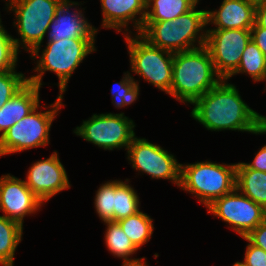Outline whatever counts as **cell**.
<instances>
[{"instance_id":"1","label":"cell","mask_w":266,"mask_h":266,"mask_svg":"<svg viewBox=\"0 0 266 266\" xmlns=\"http://www.w3.org/2000/svg\"><path fill=\"white\" fill-rule=\"evenodd\" d=\"M225 81L222 79L193 103L192 117L212 131L229 129L265 134L263 116L249 108L236 87Z\"/></svg>"},{"instance_id":"2","label":"cell","mask_w":266,"mask_h":266,"mask_svg":"<svg viewBox=\"0 0 266 266\" xmlns=\"http://www.w3.org/2000/svg\"><path fill=\"white\" fill-rule=\"evenodd\" d=\"M199 37V48L174 53L173 56L169 94L179 101L191 104L222 80L218 77L210 53L205 47L206 33Z\"/></svg>"},{"instance_id":"3","label":"cell","mask_w":266,"mask_h":266,"mask_svg":"<svg viewBox=\"0 0 266 266\" xmlns=\"http://www.w3.org/2000/svg\"><path fill=\"white\" fill-rule=\"evenodd\" d=\"M207 25L206 10H195L174 20L144 22L140 35L150 44L171 53L189 51L194 46L196 35Z\"/></svg>"},{"instance_id":"4","label":"cell","mask_w":266,"mask_h":266,"mask_svg":"<svg viewBox=\"0 0 266 266\" xmlns=\"http://www.w3.org/2000/svg\"><path fill=\"white\" fill-rule=\"evenodd\" d=\"M235 180L236 164L223 166L209 161L181 164L179 187L197 195L207 207L215 199L231 193Z\"/></svg>"},{"instance_id":"5","label":"cell","mask_w":266,"mask_h":266,"mask_svg":"<svg viewBox=\"0 0 266 266\" xmlns=\"http://www.w3.org/2000/svg\"><path fill=\"white\" fill-rule=\"evenodd\" d=\"M95 38H70L48 41L46 49L34 71L40 74L28 78V81L41 88L45 71H53L59 78L60 95L66 90L69 78L83 59L95 51Z\"/></svg>"},{"instance_id":"6","label":"cell","mask_w":266,"mask_h":266,"mask_svg":"<svg viewBox=\"0 0 266 266\" xmlns=\"http://www.w3.org/2000/svg\"><path fill=\"white\" fill-rule=\"evenodd\" d=\"M10 10L17 17V30L32 57L37 58L41 43L55 13L64 0H9Z\"/></svg>"},{"instance_id":"7","label":"cell","mask_w":266,"mask_h":266,"mask_svg":"<svg viewBox=\"0 0 266 266\" xmlns=\"http://www.w3.org/2000/svg\"><path fill=\"white\" fill-rule=\"evenodd\" d=\"M62 95L57 97L52 110L36 112L39 105L27 116L16 122L0 137V156L20 152L49 143L51 123L62 105Z\"/></svg>"},{"instance_id":"8","label":"cell","mask_w":266,"mask_h":266,"mask_svg":"<svg viewBox=\"0 0 266 266\" xmlns=\"http://www.w3.org/2000/svg\"><path fill=\"white\" fill-rule=\"evenodd\" d=\"M135 37V39L129 36L125 38L130 54L131 70L169 94L174 53L150 44L140 34ZM165 54L167 57H164Z\"/></svg>"},{"instance_id":"9","label":"cell","mask_w":266,"mask_h":266,"mask_svg":"<svg viewBox=\"0 0 266 266\" xmlns=\"http://www.w3.org/2000/svg\"><path fill=\"white\" fill-rule=\"evenodd\" d=\"M251 40V30L211 29L206 31L205 47L219 78L227 80L237 70L242 53Z\"/></svg>"},{"instance_id":"10","label":"cell","mask_w":266,"mask_h":266,"mask_svg":"<svg viewBox=\"0 0 266 266\" xmlns=\"http://www.w3.org/2000/svg\"><path fill=\"white\" fill-rule=\"evenodd\" d=\"M135 125L123 113L94 114L89 120L76 127L75 133L86 141L104 149L128 148L135 137Z\"/></svg>"},{"instance_id":"11","label":"cell","mask_w":266,"mask_h":266,"mask_svg":"<svg viewBox=\"0 0 266 266\" xmlns=\"http://www.w3.org/2000/svg\"><path fill=\"white\" fill-rule=\"evenodd\" d=\"M207 208L208 213L231 224V228L242 237H246L266 219V210L242 193L239 194L236 188L215 199Z\"/></svg>"},{"instance_id":"12","label":"cell","mask_w":266,"mask_h":266,"mask_svg":"<svg viewBox=\"0 0 266 266\" xmlns=\"http://www.w3.org/2000/svg\"><path fill=\"white\" fill-rule=\"evenodd\" d=\"M133 168L151 175L152 178L171 179L180 185L181 164L173 155L146 139L133 138L127 148Z\"/></svg>"},{"instance_id":"13","label":"cell","mask_w":266,"mask_h":266,"mask_svg":"<svg viewBox=\"0 0 266 266\" xmlns=\"http://www.w3.org/2000/svg\"><path fill=\"white\" fill-rule=\"evenodd\" d=\"M42 203L24 180L10 174L0 178V209L5 213L2 216L23 226V218L38 210Z\"/></svg>"},{"instance_id":"14","label":"cell","mask_w":266,"mask_h":266,"mask_svg":"<svg viewBox=\"0 0 266 266\" xmlns=\"http://www.w3.org/2000/svg\"><path fill=\"white\" fill-rule=\"evenodd\" d=\"M25 184L43 202L70 188L64 166L54 152L48 159L35 162L28 171Z\"/></svg>"},{"instance_id":"15","label":"cell","mask_w":266,"mask_h":266,"mask_svg":"<svg viewBox=\"0 0 266 266\" xmlns=\"http://www.w3.org/2000/svg\"><path fill=\"white\" fill-rule=\"evenodd\" d=\"M256 2L252 0H223L218 11H206L207 24L216 29L250 30L255 24Z\"/></svg>"},{"instance_id":"16","label":"cell","mask_w":266,"mask_h":266,"mask_svg":"<svg viewBox=\"0 0 266 266\" xmlns=\"http://www.w3.org/2000/svg\"><path fill=\"white\" fill-rule=\"evenodd\" d=\"M76 2L64 0L55 13L53 21L48 27L50 29L48 41H58L70 38H95L97 29L92 27L87 20L82 17L81 11H75L70 16L68 10Z\"/></svg>"},{"instance_id":"17","label":"cell","mask_w":266,"mask_h":266,"mask_svg":"<svg viewBox=\"0 0 266 266\" xmlns=\"http://www.w3.org/2000/svg\"><path fill=\"white\" fill-rule=\"evenodd\" d=\"M103 24L105 28H115L118 32L126 27L129 20H135L136 30L140 33L146 15V0H101ZM141 14L139 19H134Z\"/></svg>"},{"instance_id":"18","label":"cell","mask_w":266,"mask_h":266,"mask_svg":"<svg viewBox=\"0 0 266 266\" xmlns=\"http://www.w3.org/2000/svg\"><path fill=\"white\" fill-rule=\"evenodd\" d=\"M40 87L27 82L0 109V137L39 105Z\"/></svg>"},{"instance_id":"19","label":"cell","mask_w":266,"mask_h":266,"mask_svg":"<svg viewBox=\"0 0 266 266\" xmlns=\"http://www.w3.org/2000/svg\"><path fill=\"white\" fill-rule=\"evenodd\" d=\"M235 188L266 210V172L236 164Z\"/></svg>"},{"instance_id":"20","label":"cell","mask_w":266,"mask_h":266,"mask_svg":"<svg viewBox=\"0 0 266 266\" xmlns=\"http://www.w3.org/2000/svg\"><path fill=\"white\" fill-rule=\"evenodd\" d=\"M152 2V3H151ZM198 0H146V15L144 22L174 20L194 7ZM152 5L151 11H148Z\"/></svg>"},{"instance_id":"21","label":"cell","mask_w":266,"mask_h":266,"mask_svg":"<svg viewBox=\"0 0 266 266\" xmlns=\"http://www.w3.org/2000/svg\"><path fill=\"white\" fill-rule=\"evenodd\" d=\"M22 225L5 216H0V264L13 266L15 250L21 241Z\"/></svg>"},{"instance_id":"22","label":"cell","mask_w":266,"mask_h":266,"mask_svg":"<svg viewBox=\"0 0 266 266\" xmlns=\"http://www.w3.org/2000/svg\"><path fill=\"white\" fill-rule=\"evenodd\" d=\"M152 221L147 214L138 211L134 215L118 220L117 223L134 246L139 249L151 238L154 229Z\"/></svg>"},{"instance_id":"23","label":"cell","mask_w":266,"mask_h":266,"mask_svg":"<svg viewBox=\"0 0 266 266\" xmlns=\"http://www.w3.org/2000/svg\"><path fill=\"white\" fill-rule=\"evenodd\" d=\"M139 210V197L125 182L115 181L113 222L136 214Z\"/></svg>"},{"instance_id":"24","label":"cell","mask_w":266,"mask_h":266,"mask_svg":"<svg viewBox=\"0 0 266 266\" xmlns=\"http://www.w3.org/2000/svg\"><path fill=\"white\" fill-rule=\"evenodd\" d=\"M240 72L248 73L254 81L266 80V56L252 39L242 53L237 70L231 76Z\"/></svg>"},{"instance_id":"25","label":"cell","mask_w":266,"mask_h":266,"mask_svg":"<svg viewBox=\"0 0 266 266\" xmlns=\"http://www.w3.org/2000/svg\"><path fill=\"white\" fill-rule=\"evenodd\" d=\"M107 224V232L105 235V242L109 251L117 257L124 258V261H131L135 259H128V257L135 253L138 249L134 246L129 237L122 230L117 222H104Z\"/></svg>"},{"instance_id":"26","label":"cell","mask_w":266,"mask_h":266,"mask_svg":"<svg viewBox=\"0 0 266 266\" xmlns=\"http://www.w3.org/2000/svg\"><path fill=\"white\" fill-rule=\"evenodd\" d=\"M20 45L19 39L7 34L0 19V72L15 70Z\"/></svg>"},{"instance_id":"27","label":"cell","mask_w":266,"mask_h":266,"mask_svg":"<svg viewBox=\"0 0 266 266\" xmlns=\"http://www.w3.org/2000/svg\"><path fill=\"white\" fill-rule=\"evenodd\" d=\"M127 73H125L122 81L116 84L117 86L111 88V94L113 95L112 101L114 100L112 103L118 108L133 103L139 95V85L133 80L130 73Z\"/></svg>"},{"instance_id":"28","label":"cell","mask_w":266,"mask_h":266,"mask_svg":"<svg viewBox=\"0 0 266 266\" xmlns=\"http://www.w3.org/2000/svg\"><path fill=\"white\" fill-rule=\"evenodd\" d=\"M115 181L100 186L95 197V208L104 222H113Z\"/></svg>"},{"instance_id":"29","label":"cell","mask_w":266,"mask_h":266,"mask_svg":"<svg viewBox=\"0 0 266 266\" xmlns=\"http://www.w3.org/2000/svg\"><path fill=\"white\" fill-rule=\"evenodd\" d=\"M28 78L14 70L0 72V109L16 94L26 83Z\"/></svg>"},{"instance_id":"30","label":"cell","mask_w":266,"mask_h":266,"mask_svg":"<svg viewBox=\"0 0 266 266\" xmlns=\"http://www.w3.org/2000/svg\"><path fill=\"white\" fill-rule=\"evenodd\" d=\"M249 242L247 245L244 262L245 266H266V251L252 244L246 237H243Z\"/></svg>"},{"instance_id":"31","label":"cell","mask_w":266,"mask_h":266,"mask_svg":"<svg viewBox=\"0 0 266 266\" xmlns=\"http://www.w3.org/2000/svg\"><path fill=\"white\" fill-rule=\"evenodd\" d=\"M246 238L252 244L266 251V219L251 231Z\"/></svg>"},{"instance_id":"32","label":"cell","mask_w":266,"mask_h":266,"mask_svg":"<svg viewBox=\"0 0 266 266\" xmlns=\"http://www.w3.org/2000/svg\"><path fill=\"white\" fill-rule=\"evenodd\" d=\"M250 30L251 39L266 56V28L254 24Z\"/></svg>"},{"instance_id":"33","label":"cell","mask_w":266,"mask_h":266,"mask_svg":"<svg viewBox=\"0 0 266 266\" xmlns=\"http://www.w3.org/2000/svg\"><path fill=\"white\" fill-rule=\"evenodd\" d=\"M249 168L256 169L262 172H266V145H264L257 153L253 162L245 163Z\"/></svg>"},{"instance_id":"34","label":"cell","mask_w":266,"mask_h":266,"mask_svg":"<svg viewBox=\"0 0 266 266\" xmlns=\"http://www.w3.org/2000/svg\"><path fill=\"white\" fill-rule=\"evenodd\" d=\"M255 24L266 28V0L256 2Z\"/></svg>"},{"instance_id":"35","label":"cell","mask_w":266,"mask_h":266,"mask_svg":"<svg viewBox=\"0 0 266 266\" xmlns=\"http://www.w3.org/2000/svg\"><path fill=\"white\" fill-rule=\"evenodd\" d=\"M145 258H141L139 260L135 259V260H131V261H124L123 266H146V263H144L145 261L142 262V260H144Z\"/></svg>"},{"instance_id":"36","label":"cell","mask_w":266,"mask_h":266,"mask_svg":"<svg viewBox=\"0 0 266 266\" xmlns=\"http://www.w3.org/2000/svg\"><path fill=\"white\" fill-rule=\"evenodd\" d=\"M262 129L265 131L266 133V117L263 116V124H262Z\"/></svg>"},{"instance_id":"37","label":"cell","mask_w":266,"mask_h":266,"mask_svg":"<svg viewBox=\"0 0 266 266\" xmlns=\"http://www.w3.org/2000/svg\"><path fill=\"white\" fill-rule=\"evenodd\" d=\"M233 266H245L242 262H236Z\"/></svg>"}]
</instances>
